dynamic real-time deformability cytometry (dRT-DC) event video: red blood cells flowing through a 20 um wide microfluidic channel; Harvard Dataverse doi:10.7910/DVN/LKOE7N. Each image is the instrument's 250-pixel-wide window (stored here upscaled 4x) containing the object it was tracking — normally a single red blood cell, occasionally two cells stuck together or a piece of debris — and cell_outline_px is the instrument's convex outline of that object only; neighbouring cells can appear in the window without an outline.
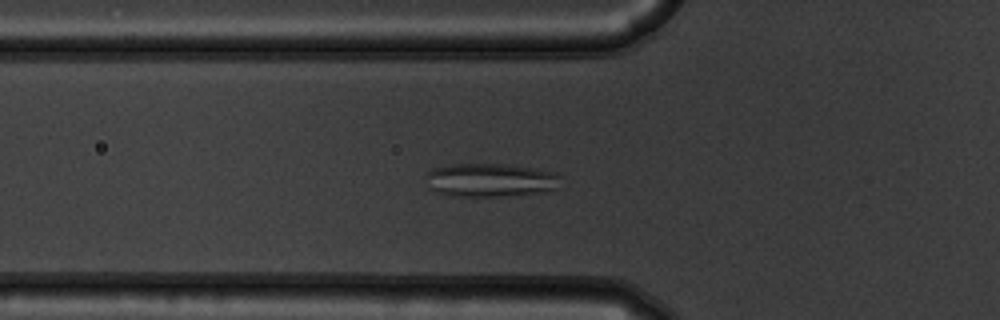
{"species": "common noctule bat (a hibernating species)", "species_latin": "Nyctalus noctula", "temperature_condition": "warm", "stored_images_in_passage": 55, "camera_frame_rate_fps": 3000, "um_per_image_px": 0.085, "animal": {"sex": "male", "body_mass_g": 19.5, "forearm_length_mm": 54.6}, "frame": {"image": 1, "passage_image": 20, "time_ms": 6.333, "image_size_px": [1000, 320], "cell_outline_px": [[560, 188], [552, 192], [496, 196], [456, 196], [436, 192], [428, 188], [424, 176], [432, 168], [452, 164], [500, 164], [536, 168], [556, 172], [560, 176]], "centroid_in_image_um": [41.72, 15.31], "position_along_channel_um": 84.1, "area_um2": 26.82}}
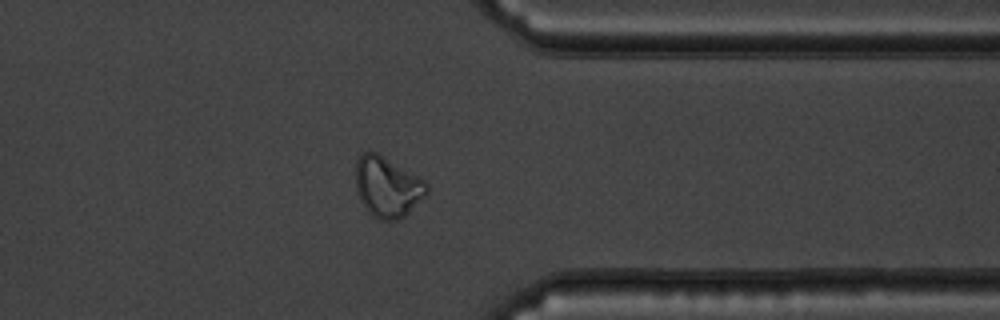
{"frame": {"image": 2, "passage_image": 44, "time_ms": 14.333, "image_size_px": [1000, 320], "cell_outline_px": [[428, 192], [400, 220], [376, 220], [364, 208], [360, 200], [356, 188], [356, 160], [360, 152], [368, 148], [376, 152], [424, 180], [428, 184]], "centroid_in_image_um": [32.87, 15.87], "position_along_channel_um": 378.5, "area_um2": 25.2}}
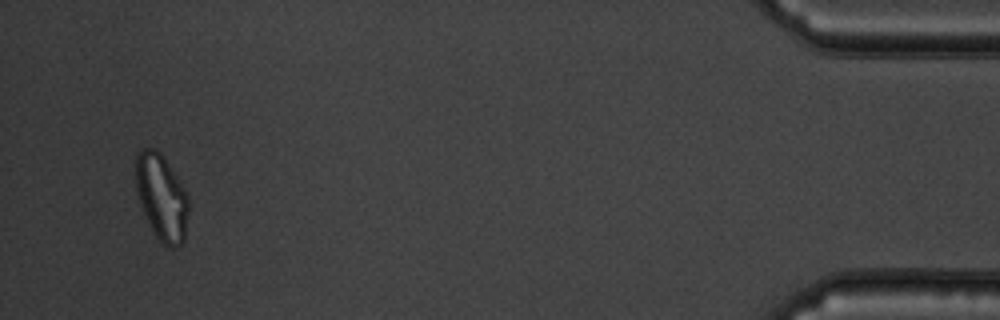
{"frame": {"image": 3, "passage_image": 53, "time_ms": 17.333, "image_size_px": [1000, 320], "cell_outline_px": [[188, 212], [184, 240], [180, 244], [172, 248], [164, 244], [152, 232], [144, 216], [140, 204], [136, 188], [136, 152], [140, 148], [156, 148], [164, 156], [184, 188], [188, 196]], "centroid_in_image_um": [13.72, 16.74], "position_along_channel_um": 421.5, "area_um2": 26.65}}